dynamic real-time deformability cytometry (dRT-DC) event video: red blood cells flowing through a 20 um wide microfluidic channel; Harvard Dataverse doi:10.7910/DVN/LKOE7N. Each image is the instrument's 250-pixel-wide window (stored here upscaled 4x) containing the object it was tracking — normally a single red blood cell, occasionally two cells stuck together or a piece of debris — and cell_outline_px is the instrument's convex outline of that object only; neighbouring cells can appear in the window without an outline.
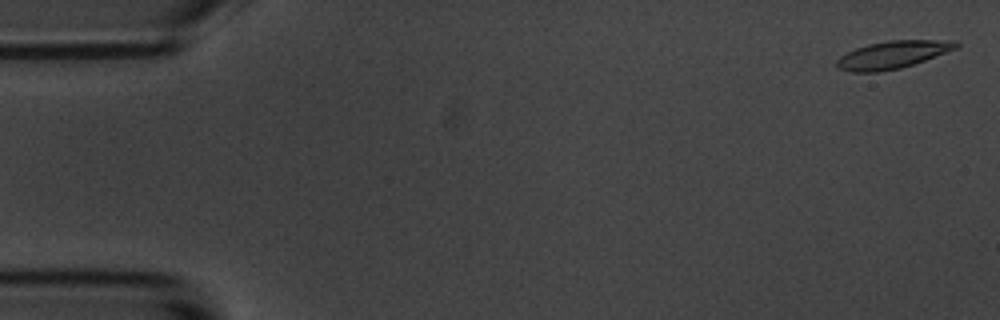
{"species": "common noctule bat (a hibernating species)", "species_latin": "Nyctalus noctula", "temperature_condition": "room temperature", "stored_images_in_passage": 5, "camera_frame_rate_fps": 3000, "um_per_image_px": 0.085, "animal": {"sex": "male", "body_mass_g": 20.1, "forearm_length_mm": 53.5}, "frame": {"image": 1, "passage_image": 1, "time_ms": 0.0, "image_size_px": [1000, 320], "cell_outline_px": [[960, 44], [956, 48], [924, 60], [900, 68], [876, 72], [852, 72], [840, 68], [836, 64], [836, 60], [840, 56], [856, 48], [868, 44], [888, 40], [956, 40]], "centroid_in_image_um": [75.86, 4.64], "position_along_channel_um": 9.1, "area_um2": 18.9}}